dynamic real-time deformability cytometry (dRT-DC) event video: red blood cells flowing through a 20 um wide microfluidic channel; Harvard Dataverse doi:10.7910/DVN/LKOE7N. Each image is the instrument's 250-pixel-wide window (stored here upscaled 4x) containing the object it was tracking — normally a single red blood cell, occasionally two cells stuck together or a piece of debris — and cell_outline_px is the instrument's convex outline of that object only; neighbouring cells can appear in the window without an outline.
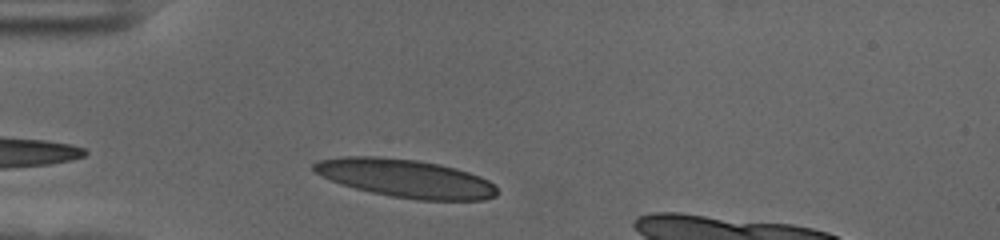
{"species": "human", "species_latin": "Homo sapiens", "temperature_condition": "cold", "stored_images_in_passage": 35, "camera_frame_rate_fps": 3000, "um_per_image_px": 0.085, "donor": {"sex": "female"}, "frame": {"image": 1, "passage_image": 4, "time_ms": 1.0, "image_size_px": [1000, 240], "cell_outline_px": [[496, 196], [484, 200], [416, 200], [392, 196], [372, 192], [340, 184], [312, 172], [312, 164], [316, 160], [344, 156], [376, 156], [416, 160], [440, 164], [456, 168], [480, 176], [496, 184]], "centroid_in_image_um": [34.45, 15.15], "position_along_channel_um": 50.6, "area_um2": 40.98}}
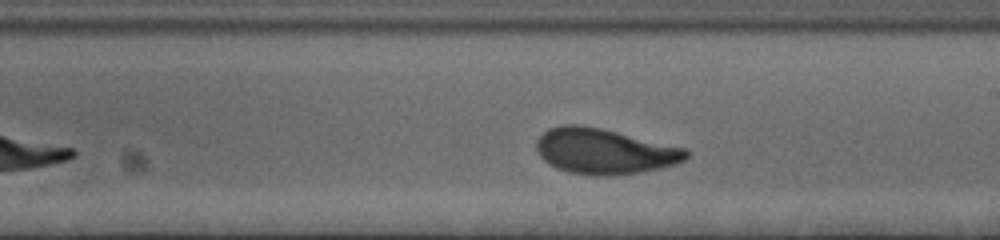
{"frame": {"image": 2, "passage_image": 21, "time_ms": 6.667, "image_size_px": [1000, 240], "cell_outline_px": [[688, 156], [684, 160], [676, 164], [660, 168], [640, 172], [612, 176], [592, 176], [568, 172], [556, 168], [548, 164], [540, 156], [536, 148], [536, 140], [548, 128], [564, 124], [580, 124], [600, 128], [688, 148]], "centroid_in_image_um": [51.36, 12.86], "position_along_channel_um": 237.6, "area_um2": 40.0}}
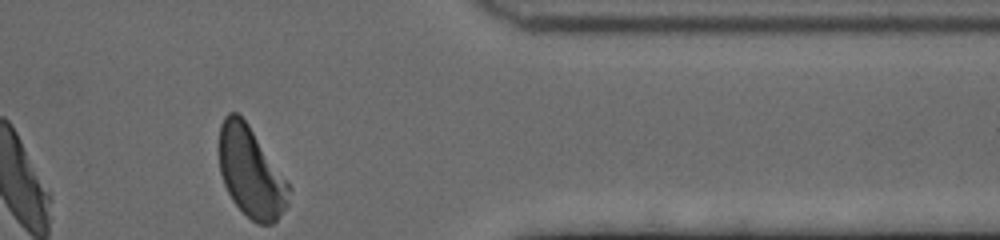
{"frame": {"image": 3, "passage_image": 35, "time_ms": 11.333, "image_size_px": [1000, 240], "cell_outline_px": [[292, 188], [288, 204], [276, 220], [272, 224], [256, 224], [232, 200], [224, 184], [220, 172], [220, 124], [224, 116], [228, 112], [236, 112], [248, 124]], "centroid_in_image_um": [21.34, 14.65], "position_along_channel_um": 390.1, "area_um2": 36.3}, "authors_computed_cell_mechanics": {"area_um2": 39.015, "velocity_mm_per_s": 3.5906, "shape_relaxation_time_tau1_ms": 3.5202, "shape_relaxation_time_tau2_ms": 1.1418, "deformation_change_tau1": 0.1665, "deformation_change_tau2": 0.0756}}